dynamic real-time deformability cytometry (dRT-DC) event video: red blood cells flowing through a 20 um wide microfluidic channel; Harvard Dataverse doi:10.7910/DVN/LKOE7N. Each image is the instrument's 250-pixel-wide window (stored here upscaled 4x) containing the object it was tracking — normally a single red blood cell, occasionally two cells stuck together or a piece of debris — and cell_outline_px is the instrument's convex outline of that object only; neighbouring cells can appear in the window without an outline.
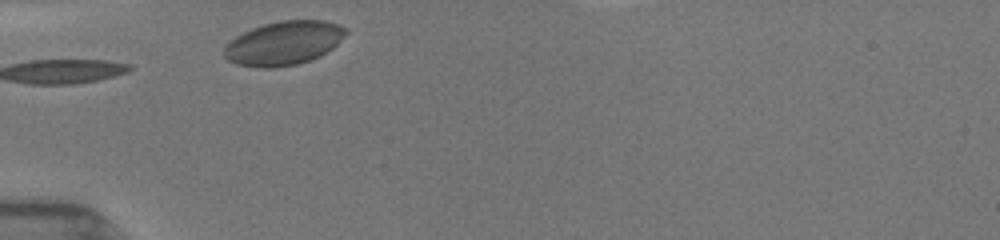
{"species": "common noctule bat (a hibernating species)", "species_latin": "Nyctalus noctula", "temperature_condition": "room temperature", "stored_images_in_passage": 24, "camera_frame_rate_fps": 3000, "um_per_image_px": 0.085, "animal": {"sex": "female", "body_mass_g": 19.5, "forearm_length_mm": 54.1}, "frame": {"image": 1, "passage_image": 1, "time_ms": 0.0, "image_size_px": [1000, 240], "cell_outline_px": [[348, 32], [332, 48], [320, 56], [296, 64], [272, 68], [260, 68], [236, 64], [228, 60], [224, 56], [224, 44], [236, 36], [252, 28], [264, 24], [280, 20], [324, 20], [340, 24], [348, 28]], "centroid_in_image_um": [24.11, 3.65], "position_along_channel_um": 60.9, "area_um2": 31.21}}